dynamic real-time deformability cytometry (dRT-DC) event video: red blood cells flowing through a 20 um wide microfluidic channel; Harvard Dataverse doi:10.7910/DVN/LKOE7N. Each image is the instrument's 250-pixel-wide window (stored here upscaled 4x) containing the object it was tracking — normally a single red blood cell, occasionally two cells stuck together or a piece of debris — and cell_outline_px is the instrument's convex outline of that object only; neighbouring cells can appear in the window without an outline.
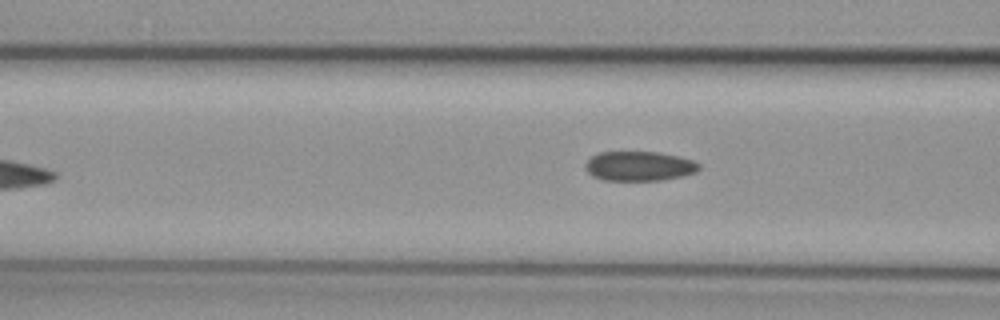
{"species": "common noctule bat (a hibernating species)", "species_latin": "Nyctalus noctula", "temperature_condition": "cold", "stored_images_in_passage": 5, "camera_frame_rate_fps": 3000, "um_per_image_px": 0.085, "animal": {"sex": "female", "body_mass_g": 29.2, "forearm_length_mm": 56.3}, "frame": {"image": 1, "passage_image": 5, "time_ms": 5.0, "image_size_px": [1000, 320], "cell_outline_px": [[700, 168], [696, 172], [684, 176], [660, 180], [604, 180], [592, 176], [584, 168], [584, 164], [592, 156], [600, 152], [660, 152], [680, 156], [692, 160], [700, 164]], "centroid_in_image_um": [54.34, 14.11], "position_along_channel_um": 112.3, "area_um2": 19.71}}